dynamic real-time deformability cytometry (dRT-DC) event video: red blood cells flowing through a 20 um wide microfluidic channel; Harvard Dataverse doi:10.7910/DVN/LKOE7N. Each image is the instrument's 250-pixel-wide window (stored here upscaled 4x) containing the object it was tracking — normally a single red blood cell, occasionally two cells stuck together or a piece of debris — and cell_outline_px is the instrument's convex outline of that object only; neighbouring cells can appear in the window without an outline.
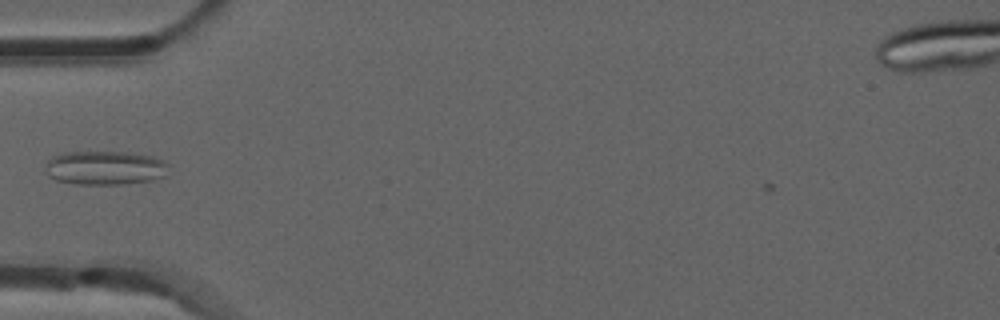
{"species": "common noctule bat (a hibernating species)", "species_latin": "Nyctalus noctula", "temperature_condition": "room temperature", "stored_images_in_passage": 40, "camera_frame_rate_fps": 3000, "um_per_image_px": 0.085, "animal": {"sex": "male", "forearm_length_mm": 52.5}, "frame": {"image": 1, "passage_image": 5, "time_ms": 1.333, "image_size_px": [1000, 320], "cell_outline_px": [[172, 164], [164, 176], [152, 180], [120, 184], [72, 184], [56, 180], [48, 176], [44, 172], [44, 168], [48, 160], [52, 156], [64, 152], [128, 152], [152, 156], [164, 160]], "centroid_in_image_um": [8.92, 14.26], "position_along_channel_um": 76.1, "area_um2": 24.8}}
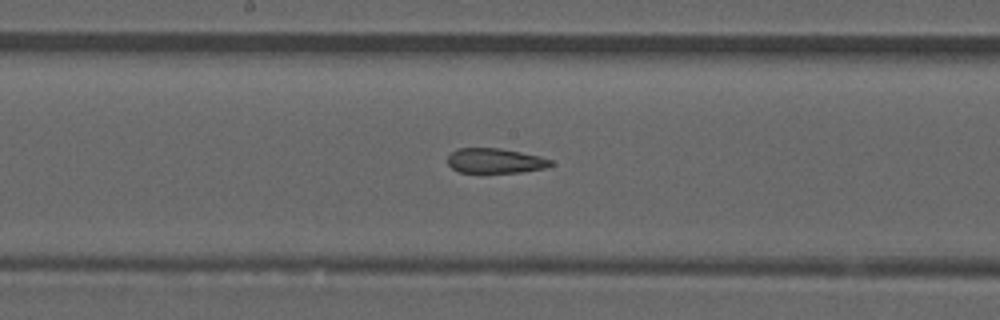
{"frame": {"image": 2, "passage_image": 15, "time_ms": 4.667, "image_size_px": [1000, 320], "cell_outline_px": [[552, 164], [544, 168], [520, 172], [460, 172], [452, 168], [448, 164], [448, 156], [456, 148], [500, 148], [540, 156], [552, 160]], "centroid_in_image_um": [42.07, 13.65], "position_along_channel_um": 206.1, "area_um2": 14.8}}
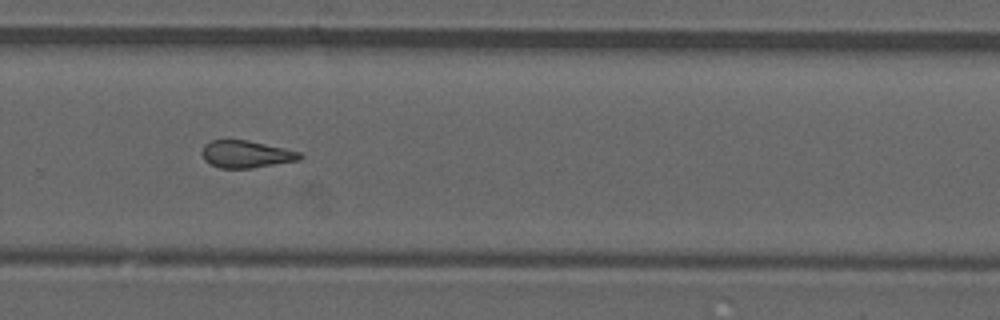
{"frame": {"image": 3, "passage_image": 23, "time_ms": 7.333, "image_size_px": [1000, 320], "cell_outline_px": [[304, 156], [300, 160], [252, 168], [220, 168], [204, 160], [200, 152], [204, 144], [212, 140], [248, 140], [284, 148], [300, 152]], "centroid_in_image_um": [20.91, 13.1], "position_along_channel_um": 308.9, "area_um2": 15.61}, "authors_computed_cell_mechanics": {"area_um2": 15.8083, "velocity_mm_per_s": 3.8743, "shape_relaxation_time_tau1_ms": null, "shape_relaxation_time_tau2_ms": 3.2957, "deformation_change_tau1": null, "deformation_change_tau2": 0.1124}}